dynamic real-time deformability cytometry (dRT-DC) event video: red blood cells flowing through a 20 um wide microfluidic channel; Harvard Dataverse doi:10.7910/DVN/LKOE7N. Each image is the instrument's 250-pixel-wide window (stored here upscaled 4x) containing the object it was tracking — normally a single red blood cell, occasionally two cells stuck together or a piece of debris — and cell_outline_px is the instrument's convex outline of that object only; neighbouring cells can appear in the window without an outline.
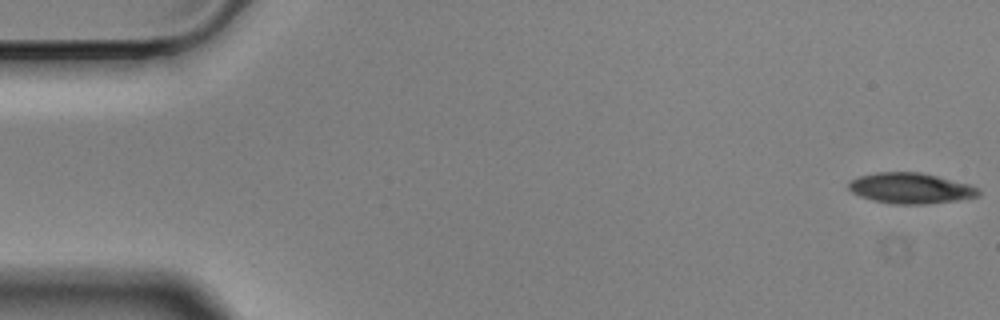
{"species": "Egyptian fruit bat (a non-hibernating species)", "species_latin": "Rousettus aegyptiacus", "temperature_condition": "cold", "stored_images_in_passage": 56, "camera_frame_rate_fps": 3000, "um_per_image_px": 0.085, "animal": {"sex": "male"}, "frame": {"image": 1, "passage_image": 1, "time_ms": 0.0, "image_size_px": [1000, 320], "cell_outline_px": [[980, 196], [956, 200], [924, 204], [892, 204], [872, 200], [860, 196], [852, 192], [848, 188], [848, 184], [852, 180], [860, 176], [876, 172], [920, 172], [968, 184], [976, 188], [980, 192]], "centroid_in_image_um": [77.37, 16.0], "position_along_channel_um": 7.6, "area_um2": 22.95}}
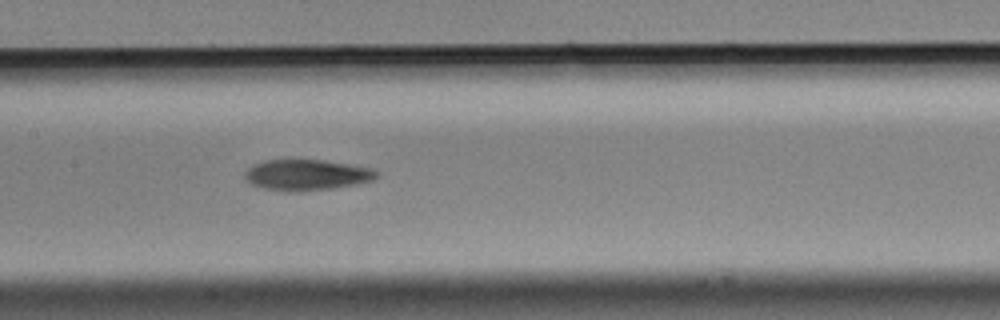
{"frame": {"image": 2, "passage_image": 27, "time_ms": 8.667, "image_size_px": [1000, 320], "cell_outline_px": [[380, 176], [372, 180], [356, 184], [332, 188], [300, 192], [288, 192], [264, 188], [252, 184], [244, 180], [244, 172], [252, 164], [264, 160], [324, 160], [372, 168]], "centroid_in_image_um": [26.03, 14.87], "position_along_channel_um": 181.4, "area_um2": 23.81}}
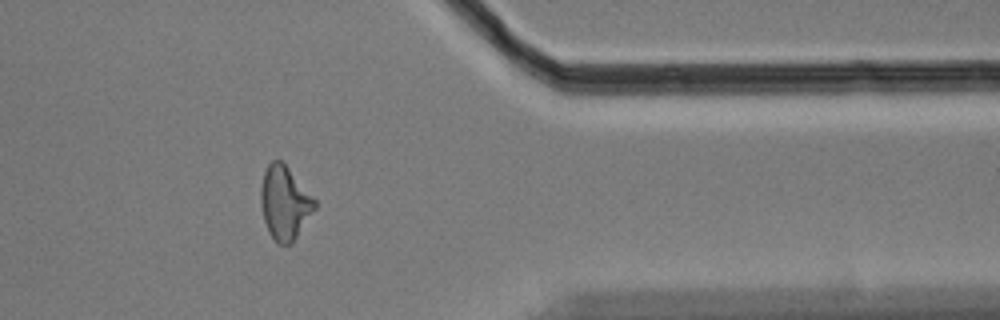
{"frame": {"image": 3, "passage_image": 46, "time_ms": 15.0, "image_size_px": [1000, 320], "cell_outline_px": [[316, 208], [292, 244], [280, 244], [268, 232], [264, 220], [260, 204], [260, 188], [264, 172], [268, 164], [272, 160], [280, 160], [288, 168], [316, 200]], "centroid_in_image_um": [24.19, 17.25], "position_along_channel_um": 387.2, "area_um2": 22.95}, "authors_computed_cell_mechanics": {"area_um2": 23.698, "velocity_mm_per_s": 3.5239, "shape_relaxation_time_tau1_ms": 5.0481, "shape_relaxation_time_tau2_ms": 8.861, "deformation_change_tau1": 0.1505, "deformation_change_tau2": 0.1972}}